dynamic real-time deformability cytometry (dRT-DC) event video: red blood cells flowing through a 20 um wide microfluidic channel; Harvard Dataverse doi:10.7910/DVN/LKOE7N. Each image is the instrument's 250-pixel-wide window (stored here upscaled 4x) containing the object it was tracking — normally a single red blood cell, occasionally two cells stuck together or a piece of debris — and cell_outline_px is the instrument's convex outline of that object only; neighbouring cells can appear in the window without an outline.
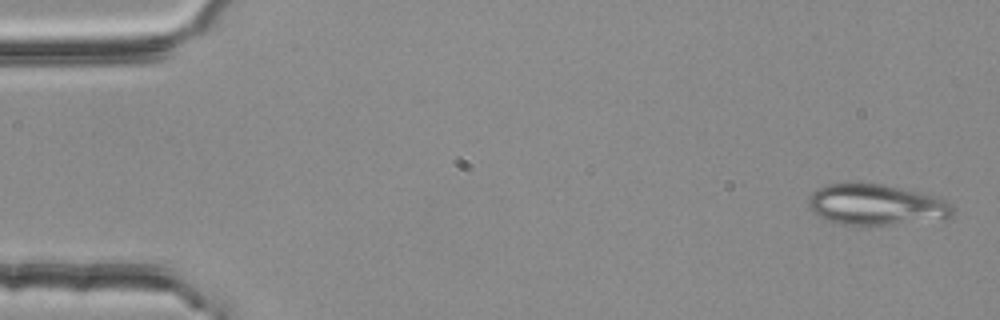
{"species": "common noctule bat (a hibernating species)", "species_latin": "Nyctalus noctula", "temperature_condition": "room temperature", "stored_images_in_passage": 5, "camera_frame_rate_fps": 3000, "um_per_image_px": 0.085, "animal": {"sex": "female", "body_mass_g": 25.1}, "frame": {"image": 1, "passage_image": 1, "time_ms": 0.0, "image_size_px": [1000, 320], "cell_outline_px": [[956, 212], [952, 216], [892, 224], [840, 224], [828, 220], [812, 212], [808, 204], [808, 196], [816, 188], [828, 184], [856, 180], [884, 184], [936, 196], [952, 204], [956, 208]], "centroid_in_image_um": [74.41, 17.34], "position_along_channel_um": 10.6, "area_um2": 34.62}}